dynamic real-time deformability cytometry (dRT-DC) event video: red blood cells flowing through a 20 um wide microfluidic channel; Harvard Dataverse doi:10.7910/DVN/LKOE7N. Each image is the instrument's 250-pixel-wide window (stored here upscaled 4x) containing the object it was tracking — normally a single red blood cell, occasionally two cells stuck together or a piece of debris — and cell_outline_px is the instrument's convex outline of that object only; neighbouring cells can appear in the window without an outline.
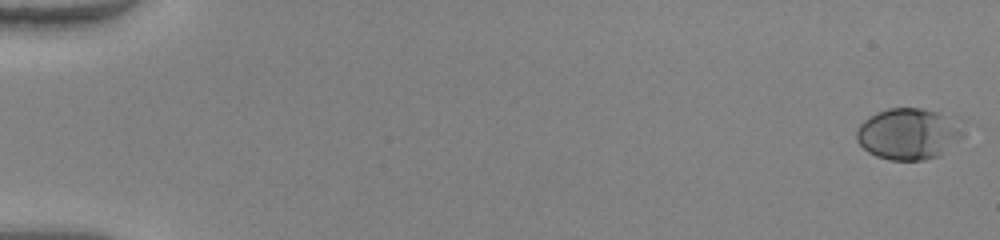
{"species": "human", "species_latin": "Homo sapiens", "temperature_condition": "warm", "stored_images_in_passage": 52, "camera_frame_rate_fps": 3000, "um_per_image_px": 0.085, "donor": {"sex": "female"}, "frame": {"image": 1, "passage_image": 1, "time_ms": 0.0, "image_size_px": [1000, 240], "cell_outline_px": [[968, 120], [960, 140], [940, 156], [924, 160], [888, 160], [876, 156], [868, 152], [856, 140], [856, 128], [864, 120], [876, 112], [888, 108], [920, 108], [960, 116]], "centroid_in_image_um": [77.34, 11.35], "position_along_channel_um": 7.7, "area_um2": 33.12}}
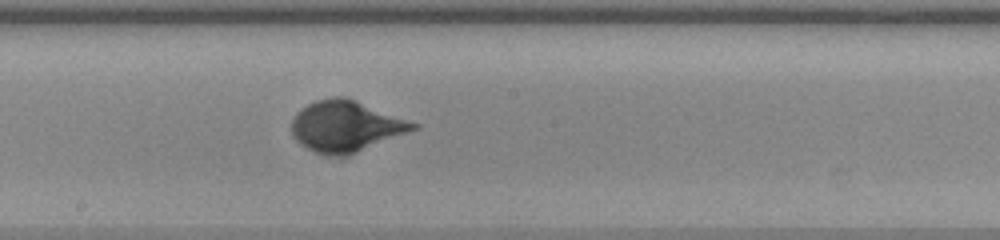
{"frame": {"image": 2, "passage_image": 30, "time_ms": 9.667, "image_size_px": [1000, 240], "cell_outline_px": [[420, 128], [356, 152], [344, 156], [336, 156], [316, 152], [300, 144], [292, 136], [292, 120], [296, 112], [300, 108], [316, 100], [332, 96], [348, 96], [420, 124]], "centroid_in_image_um": [29.41, 10.69], "position_along_channel_um": 218.8, "area_um2": 36.36}}
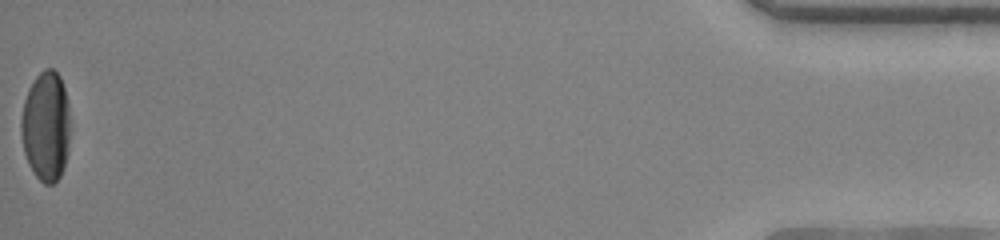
{"frame": {"image": 3, "passage_image": 52, "time_ms": 17.0, "image_size_px": [1000, 240], "cell_outline_px": [[68, 152], [64, 168], [60, 176], [52, 184], [44, 184], [36, 176], [28, 164], [24, 152], [20, 136], [20, 120], [24, 100], [28, 88], [36, 76], [44, 68], [52, 68], [60, 76], [64, 88], [68, 108]], "centroid_in_image_um": [3.87, 10.73], "position_along_channel_um": 431.3, "area_um2": 31.5}}